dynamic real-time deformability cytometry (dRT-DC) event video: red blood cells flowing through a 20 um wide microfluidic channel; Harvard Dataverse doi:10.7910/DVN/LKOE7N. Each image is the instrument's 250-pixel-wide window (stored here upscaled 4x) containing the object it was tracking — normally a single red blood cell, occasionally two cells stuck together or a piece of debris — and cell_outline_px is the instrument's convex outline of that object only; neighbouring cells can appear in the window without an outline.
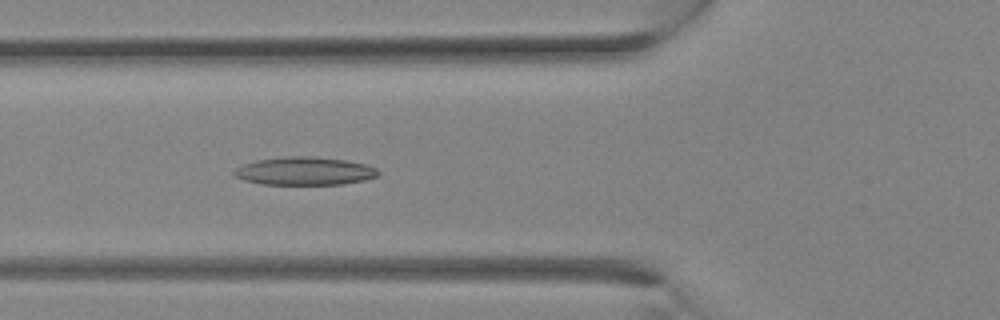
{"species": "Egyptian fruit bat (a non-hibernating species)", "species_latin": "Rousettus aegyptiacus", "temperature_condition": "room temperature", "stored_images_in_passage": 10, "camera_frame_rate_fps": 3000, "um_per_image_px": 0.085, "animal": {"sex": "female"}, "frame": {"image": 1, "passage_image": 10, "time_ms": 3.0, "image_size_px": [1000, 320], "cell_outline_px": [[380, 172], [376, 176], [364, 180], [344, 184], [260, 184], [244, 180], [236, 176], [232, 172], [236, 168], [244, 164], [256, 160], [284, 156], [312, 156], [344, 160], [364, 164], [376, 168]], "centroid_in_image_um": [25.87, 14.53], "position_along_channel_um": 99.9, "area_um2": 23.47}}